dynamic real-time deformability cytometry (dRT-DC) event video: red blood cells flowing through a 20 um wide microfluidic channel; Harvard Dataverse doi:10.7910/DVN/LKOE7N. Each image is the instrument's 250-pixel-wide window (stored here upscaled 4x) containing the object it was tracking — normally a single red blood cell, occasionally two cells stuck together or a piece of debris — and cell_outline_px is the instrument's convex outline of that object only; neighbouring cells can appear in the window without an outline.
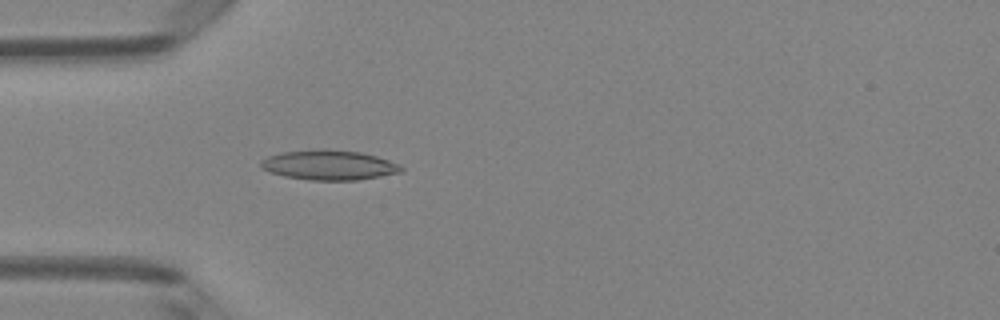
{"species": "Egyptian fruit bat (a non-hibernating species)", "species_latin": "Rousettus aegyptiacus", "temperature_condition": "room temperature", "stored_images_in_passage": 49, "camera_frame_rate_fps": 3000, "um_per_image_px": 0.085, "animal": {"sex": "female"}, "frame": {"image": 1, "passage_image": 15, "time_ms": 4.667, "image_size_px": [1000, 320], "cell_outline_px": [[404, 168], [400, 172], [360, 180], [312, 180], [284, 176], [272, 172], [264, 168], [260, 164], [260, 160], [268, 156], [280, 152], [324, 148], [360, 152], [376, 156], [400, 164]], "centroid_in_image_um": [27.98, 14.02], "position_along_channel_um": 57.0, "area_um2": 24.39}}
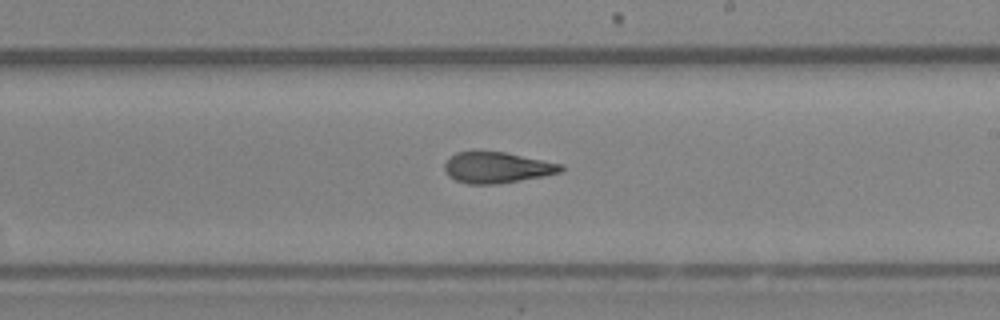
{"frame": {"image": 2, "passage_image": 29, "time_ms": 9.333, "image_size_px": [1000, 320], "cell_outline_px": [[564, 168], [560, 172], [544, 176], [496, 184], [468, 184], [456, 180], [448, 176], [444, 168], [444, 164], [456, 152], [472, 148], [504, 152], [564, 164]], "centroid_in_image_um": [42.21, 14.2], "position_along_channel_um": 246.8, "area_um2": 21.5}}
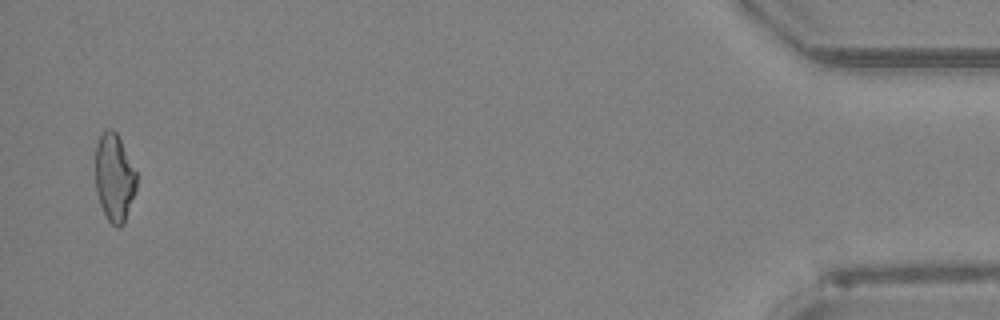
{"frame": {"image": 3, "passage_image": 48, "time_ms": 15.667, "image_size_px": [1000, 320], "cell_outline_px": [[136, 188], [124, 224], [120, 228], [116, 228], [108, 220], [100, 204], [96, 192], [96, 144], [100, 136], [108, 128], [112, 128], [116, 132], [136, 172]], "centroid_in_image_um": [9.71, 15.13], "position_along_channel_um": 425.5, "area_um2": 20.81}, "authors_computed_cell_mechanics": {"area_um2": 21.9062, "velocity_mm_per_s": 4.1799, "shape_relaxation_time_tau1_ms": 8.6833, "shape_relaxation_time_tau2_ms": 2.2741, "deformation_change_tau1": 0.2049, "deformation_change_tau2": 0.1036}}